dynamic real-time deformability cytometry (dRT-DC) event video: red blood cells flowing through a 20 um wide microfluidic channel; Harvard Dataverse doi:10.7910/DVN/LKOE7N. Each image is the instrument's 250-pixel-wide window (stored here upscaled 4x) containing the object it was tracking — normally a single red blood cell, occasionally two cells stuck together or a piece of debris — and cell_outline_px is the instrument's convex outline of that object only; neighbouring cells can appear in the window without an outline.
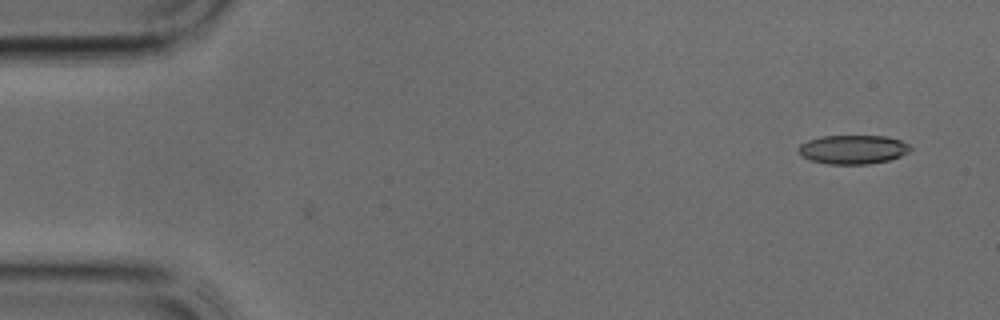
{"species": "common noctule bat (a hibernating species)", "species_latin": "Nyctalus noctula", "temperature_condition": "cold", "stored_images_in_passage": 3, "camera_frame_rate_fps": 3000, "um_per_image_px": 0.085, "animal": {"sex": "male", "body_mass_g": 17.9, "forearm_length_mm": 54.2}, "frame": {"image": 1, "passage_image": 3, "time_ms": 0.667, "image_size_px": [1000, 320], "cell_outline_px": [[912, 148], [908, 152], [900, 156], [888, 160], [868, 164], [828, 164], [812, 160], [804, 156], [800, 152], [800, 144], [808, 140], [824, 136], [884, 136], [900, 140], [908, 144]], "centroid_in_image_um": [72.53, 12.7], "position_along_channel_um": 12.5, "area_um2": 18.55}}